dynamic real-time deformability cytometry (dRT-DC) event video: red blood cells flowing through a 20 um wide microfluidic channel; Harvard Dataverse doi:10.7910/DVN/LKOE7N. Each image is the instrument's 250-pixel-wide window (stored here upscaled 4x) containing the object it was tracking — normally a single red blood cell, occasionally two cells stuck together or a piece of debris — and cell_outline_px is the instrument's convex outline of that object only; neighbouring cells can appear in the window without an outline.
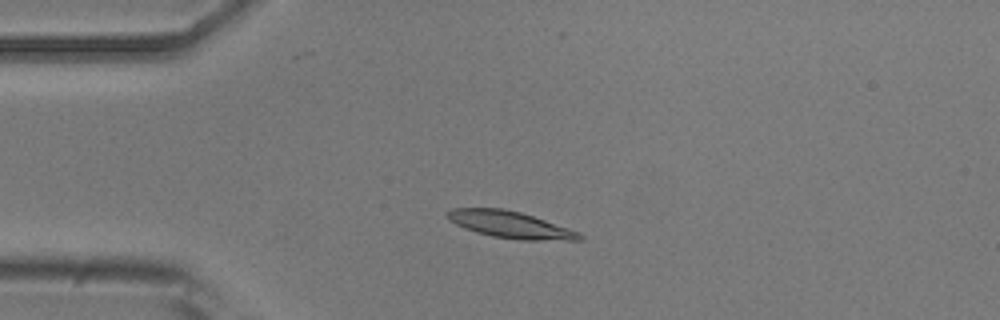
{"species": "common noctule bat (a hibernating species)", "species_latin": "Nyctalus noctula", "temperature_condition": "room temperature", "stored_images_in_passage": 4, "camera_frame_rate_fps": 3000, "um_per_image_px": 0.085, "animal": {"sex": "male", "body_mass_g": 20.5, "forearm_length_mm": 52.5}, "frame": {"image": 1, "passage_image": 3, "time_ms": 2.333, "image_size_px": [1000, 320], "cell_outline_px": [[584, 240], [520, 240], [492, 236], [476, 232], [464, 228], [448, 220], [448, 212], [452, 208], [504, 208], [520, 212], [580, 232], [584, 236]], "centroid_in_image_um": [43.39, 19.1], "position_along_channel_um": 41.6, "area_um2": 20.52}}